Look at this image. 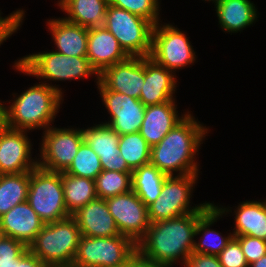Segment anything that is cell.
<instances>
[{
	"label": "cell",
	"instance_id": "obj_1",
	"mask_svg": "<svg viewBox=\"0 0 266 267\" xmlns=\"http://www.w3.org/2000/svg\"><path fill=\"white\" fill-rule=\"evenodd\" d=\"M213 205L207 202L197 212L150 223L145 236L136 244L137 253L156 263L184 266L194 249L198 220Z\"/></svg>",
	"mask_w": 266,
	"mask_h": 267
},
{
	"label": "cell",
	"instance_id": "obj_2",
	"mask_svg": "<svg viewBox=\"0 0 266 267\" xmlns=\"http://www.w3.org/2000/svg\"><path fill=\"white\" fill-rule=\"evenodd\" d=\"M197 120L189 112L157 145L151 147L150 163L167 176L199 174L196 155L210 131Z\"/></svg>",
	"mask_w": 266,
	"mask_h": 267
},
{
	"label": "cell",
	"instance_id": "obj_3",
	"mask_svg": "<svg viewBox=\"0 0 266 267\" xmlns=\"http://www.w3.org/2000/svg\"><path fill=\"white\" fill-rule=\"evenodd\" d=\"M13 93L14 100L8 101L7 126L11 129L31 131L46 130L52 126L63 96L51 86L39 82L20 93Z\"/></svg>",
	"mask_w": 266,
	"mask_h": 267
},
{
	"label": "cell",
	"instance_id": "obj_4",
	"mask_svg": "<svg viewBox=\"0 0 266 267\" xmlns=\"http://www.w3.org/2000/svg\"><path fill=\"white\" fill-rule=\"evenodd\" d=\"M14 68L25 75L42 79V83L51 86L62 96V88L48 81L81 80L95 75L96 85L99 83V74L87 57L67 56L54 50L32 53L17 59L14 61Z\"/></svg>",
	"mask_w": 266,
	"mask_h": 267
},
{
	"label": "cell",
	"instance_id": "obj_5",
	"mask_svg": "<svg viewBox=\"0 0 266 267\" xmlns=\"http://www.w3.org/2000/svg\"><path fill=\"white\" fill-rule=\"evenodd\" d=\"M81 231L70 216L43 225L28 249L47 267H72Z\"/></svg>",
	"mask_w": 266,
	"mask_h": 267
},
{
	"label": "cell",
	"instance_id": "obj_6",
	"mask_svg": "<svg viewBox=\"0 0 266 267\" xmlns=\"http://www.w3.org/2000/svg\"><path fill=\"white\" fill-rule=\"evenodd\" d=\"M136 253V244L123 235L81 236L72 267H127Z\"/></svg>",
	"mask_w": 266,
	"mask_h": 267
},
{
	"label": "cell",
	"instance_id": "obj_7",
	"mask_svg": "<svg viewBox=\"0 0 266 267\" xmlns=\"http://www.w3.org/2000/svg\"><path fill=\"white\" fill-rule=\"evenodd\" d=\"M130 57H149L154 24L122 8L108 5L103 25Z\"/></svg>",
	"mask_w": 266,
	"mask_h": 267
},
{
	"label": "cell",
	"instance_id": "obj_8",
	"mask_svg": "<svg viewBox=\"0 0 266 267\" xmlns=\"http://www.w3.org/2000/svg\"><path fill=\"white\" fill-rule=\"evenodd\" d=\"M27 202L45 224L71 216L64 202L61 172L39 166L31 170Z\"/></svg>",
	"mask_w": 266,
	"mask_h": 267
},
{
	"label": "cell",
	"instance_id": "obj_9",
	"mask_svg": "<svg viewBox=\"0 0 266 267\" xmlns=\"http://www.w3.org/2000/svg\"><path fill=\"white\" fill-rule=\"evenodd\" d=\"M198 176V174L167 176L161 195L147 207L150 223L199 211L207 201L192 206L191 199Z\"/></svg>",
	"mask_w": 266,
	"mask_h": 267
},
{
	"label": "cell",
	"instance_id": "obj_10",
	"mask_svg": "<svg viewBox=\"0 0 266 267\" xmlns=\"http://www.w3.org/2000/svg\"><path fill=\"white\" fill-rule=\"evenodd\" d=\"M187 34L176 25L157 23L152 32V49L150 58L157 64L176 73L192 65L197 57ZM176 71V72H175Z\"/></svg>",
	"mask_w": 266,
	"mask_h": 267
},
{
	"label": "cell",
	"instance_id": "obj_11",
	"mask_svg": "<svg viewBox=\"0 0 266 267\" xmlns=\"http://www.w3.org/2000/svg\"><path fill=\"white\" fill-rule=\"evenodd\" d=\"M83 142L82 128L49 126L43 131L42 142L39 143L38 166L48 171L65 172Z\"/></svg>",
	"mask_w": 266,
	"mask_h": 267
},
{
	"label": "cell",
	"instance_id": "obj_12",
	"mask_svg": "<svg viewBox=\"0 0 266 267\" xmlns=\"http://www.w3.org/2000/svg\"><path fill=\"white\" fill-rule=\"evenodd\" d=\"M105 200L120 234L137 244L150 226L147 206L133 190Z\"/></svg>",
	"mask_w": 266,
	"mask_h": 267
},
{
	"label": "cell",
	"instance_id": "obj_13",
	"mask_svg": "<svg viewBox=\"0 0 266 267\" xmlns=\"http://www.w3.org/2000/svg\"><path fill=\"white\" fill-rule=\"evenodd\" d=\"M97 88L110 115L103 123L119 135L139 132L146 106L139 99L108 90L100 81Z\"/></svg>",
	"mask_w": 266,
	"mask_h": 267
},
{
	"label": "cell",
	"instance_id": "obj_14",
	"mask_svg": "<svg viewBox=\"0 0 266 267\" xmlns=\"http://www.w3.org/2000/svg\"><path fill=\"white\" fill-rule=\"evenodd\" d=\"M29 132L7 127L0 133V174H20L38 166Z\"/></svg>",
	"mask_w": 266,
	"mask_h": 267
},
{
	"label": "cell",
	"instance_id": "obj_15",
	"mask_svg": "<svg viewBox=\"0 0 266 267\" xmlns=\"http://www.w3.org/2000/svg\"><path fill=\"white\" fill-rule=\"evenodd\" d=\"M82 131L84 141L99 156L103 170L132 172L119 154L120 135L108 124L101 122L86 129L82 128Z\"/></svg>",
	"mask_w": 266,
	"mask_h": 267
},
{
	"label": "cell",
	"instance_id": "obj_16",
	"mask_svg": "<svg viewBox=\"0 0 266 267\" xmlns=\"http://www.w3.org/2000/svg\"><path fill=\"white\" fill-rule=\"evenodd\" d=\"M99 81L110 91L139 99L144 85V57H129L106 68Z\"/></svg>",
	"mask_w": 266,
	"mask_h": 267
},
{
	"label": "cell",
	"instance_id": "obj_17",
	"mask_svg": "<svg viewBox=\"0 0 266 267\" xmlns=\"http://www.w3.org/2000/svg\"><path fill=\"white\" fill-rule=\"evenodd\" d=\"M176 75L150 57H144V85L139 100L148 106L176 99Z\"/></svg>",
	"mask_w": 266,
	"mask_h": 267
},
{
	"label": "cell",
	"instance_id": "obj_18",
	"mask_svg": "<svg viewBox=\"0 0 266 267\" xmlns=\"http://www.w3.org/2000/svg\"><path fill=\"white\" fill-rule=\"evenodd\" d=\"M176 102L174 99L146 106L139 133L150 147L157 145L189 113V110L183 115L178 113Z\"/></svg>",
	"mask_w": 266,
	"mask_h": 267
},
{
	"label": "cell",
	"instance_id": "obj_19",
	"mask_svg": "<svg viewBox=\"0 0 266 267\" xmlns=\"http://www.w3.org/2000/svg\"><path fill=\"white\" fill-rule=\"evenodd\" d=\"M87 59L100 75L106 68L125 61L130 56L115 36L104 26L88 29Z\"/></svg>",
	"mask_w": 266,
	"mask_h": 267
},
{
	"label": "cell",
	"instance_id": "obj_20",
	"mask_svg": "<svg viewBox=\"0 0 266 267\" xmlns=\"http://www.w3.org/2000/svg\"><path fill=\"white\" fill-rule=\"evenodd\" d=\"M45 223L27 201L17 204L0 217V231L27 247L34 241Z\"/></svg>",
	"mask_w": 266,
	"mask_h": 267
},
{
	"label": "cell",
	"instance_id": "obj_21",
	"mask_svg": "<svg viewBox=\"0 0 266 267\" xmlns=\"http://www.w3.org/2000/svg\"><path fill=\"white\" fill-rule=\"evenodd\" d=\"M71 216L76 220L82 236L114 237L121 235L105 199L97 198L79 208Z\"/></svg>",
	"mask_w": 266,
	"mask_h": 267
},
{
	"label": "cell",
	"instance_id": "obj_22",
	"mask_svg": "<svg viewBox=\"0 0 266 267\" xmlns=\"http://www.w3.org/2000/svg\"><path fill=\"white\" fill-rule=\"evenodd\" d=\"M232 208L213 205L199 220L196 227L195 236L200 235L198 241H194L193 252L201 254H209L218 256L222 250L227 246L230 240L234 237L233 233H228L222 235L217 230L211 229L210 227L214 225L220 217L226 216L232 213ZM228 213V214H227Z\"/></svg>",
	"mask_w": 266,
	"mask_h": 267
},
{
	"label": "cell",
	"instance_id": "obj_23",
	"mask_svg": "<svg viewBox=\"0 0 266 267\" xmlns=\"http://www.w3.org/2000/svg\"><path fill=\"white\" fill-rule=\"evenodd\" d=\"M49 33L59 53L67 56L86 57L88 44V29L68 22L62 18L47 20Z\"/></svg>",
	"mask_w": 266,
	"mask_h": 267
},
{
	"label": "cell",
	"instance_id": "obj_24",
	"mask_svg": "<svg viewBox=\"0 0 266 267\" xmlns=\"http://www.w3.org/2000/svg\"><path fill=\"white\" fill-rule=\"evenodd\" d=\"M220 28L226 33H238L252 26L258 10L251 0H220L214 5Z\"/></svg>",
	"mask_w": 266,
	"mask_h": 267
},
{
	"label": "cell",
	"instance_id": "obj_25",
	"mask_svg": "<svg viewBox=\"0 0 266 267\" xmlns=\"http://www.w3.org/2000/svg\"><path fill=\"white\" fill-rule=\"evenodd\" d=\"M234 209V236H252L266 241V201H243Z\"/></svg>",
	"mask_w": 266,
	"mask_h": 267
},
{
	"label": "cell",
	"instance_id": "obj_26",
	"mask_svg": "<svg viewBox=\"0 0 266 267\" xmlns=\"http://www.w3.org/2000/svg\"><path fill=\"white\" fill-rule=\"evenodd\" d=\"M108 0H58L57 6L68 16V22L89 28L102 27Z\"/></svg>",
	"mask_w": 266,
	"mask_h": 267
},
{
	"label": "cell",
	"instance_id": "obj_27",
	"mask_svg": "<svg viewBox=\"0 0 266 267\" xmlns=\"http://www.w3.org/2000/svg\"><path fill=\"white\" fill-rule=\"evenodd\" d=\"M64 202L70 215L97 199L95 180L61 172Z\"/></svg>",
	"mask_w": 266,
	"mask_h": 267
},
{
	"label": "cell",
	"instance_id": "obj_28",
	"mask_svg": "<svg viewBox=\"0 0 266 267\" xmlns=\"http://www.w3.org/2000/svg\"><path fill=\"white\" fill-rule=\"evenodd\" d=\"M167 175L151 163L132 171V190L148 207L160 195Z\"/></svg>",
	"mask_w": 266,
	"mask_h": 267
},
{
	"label": "cell",
	"instance_id": "obj_29",
	"mask_svg": "<svg viewBox=\"0 0 266 267\" xmlns=\"http://www.w3.org/2000/svg\"><path fill=\"white\" fill-rule=\"evenodd\" d=\"M30 171L0 174V217L17 204L27 201Z\"/></svg>",
	"mask_w": 266,
	"mask_h": 267
},
{
	"label": "cell",
	"instance_id": "obj_30",
	"mask_svg": "<svg viewBox=\"0 0 266 267\" xmlns=\"http://www.w3.org/2000/svg\"><path fill=\"white\" fill-rule=\"evenodd\" d=\"M118 145L119 154L132 171L150 163L151 147L139 132L120 135Z\"/></svg>",
	"mask_w": 266,
	"mask_h": 267
},
{
	"label": "cell",
	"instance_id": "obj_31",
	"mask_svg": "<svg viewBox=\"0 0 266 267\" xmlns=\"http://www.w3.org/2000/svg\"><path fill=\"white\" fill-rule=\"evenodd\" d=\"M95 186L100 199L127 193L132 190V172L103 170L96 177Z\"/></svg>",
	"mask_w": 266,
	"mask_h": 267
},
{
	"label": "cell",
	"instance_id": "obj_32",
	"mask_svg": "<svg viewBox=\"0 0 266 267\" xmlns=\"http://www.w3.org/2000/svg\"><path fill=\"white\" fill-rule=\"evenodd\" d=\"M102 171L99 156L84 141L65 173L95 180Z\"/></svg>",
	"mask_w": 266,
	"mask_h": 267
},
{
	"label": "cell",
	"instance_id": "obj_33",
	"mask_svg": "<svg viewBox=\"0 0 266 267\" xmlns=\"http://www.w3.org/2000/svg\"><path fill=\"white\" fill-rule=\"evenodd\" d=\"M109 4L140 16L156 25L160 21V0H108Z\"/></svg>",
	"mask_w": 266,
	"mask_h": 267
},
{
	"label": "cell",
	"instance_id": "obj_34",
	"mask_svg": "<svg viewBox=\"0 0 266 267\" xmlns=\"http://www.w3.org/2000/svg\"><path fill=\"white\" fill-rule=\"evenodd\" d=\"M222 267H249L239 241L233 237L218 255Z\"/></svg>",
	"mask_w": 266,
	"mask_h": 267
},
{
	"label": "cell",
	"instance_id": "obj_35",
	"mask_svg": "<svg viewBox=\"0 0 266 267\" xmlns=\"http://www.w3.org/2000/svg\"><path fill=\"white\" fill-rule=\"evenodd\" d=\"M240 243L248 265L266 255V241L252 236H234Z\"/></svg>",
	"mask_w": 266,
	"mask_h": 267
},
{
	"label": "cell",
	"instance_id": "obj_36",
	"mask_svg": "<svg viewBox=\"0 0 266 267\" xmlns=\"http://www.w3.org/2000/svg\"><path fill=\"white\" fill-rule=\"evenodd\" d=\"M28 247L11 237H0V264L14 263V260L19 259Z\"/></svg>",
	"mask_w": 266,
	"mask_h": 267
},
{
	"label": "cell",
	"instance_id": "obj_37",
	"mask_svg": "<svg viewBox=\"0 0 266 267\" xmlns=\"http://www.w3.org/2000/svg\"><path fill=\"white\" fill-rule=\"evenodd\" d=\"M25 12L23 9H18L6 17L1 16L2 12H0V45L21 28Z\"/></svg>",
	"mask_w": 266,
	"mask_h": 267
},
{
	"label": "cell",
	"instance_id": "obj_38",
	"mask_svg": "<svg viewBox=\"0 0 266 267\" xmlns=\"http://www.w3.org/2000/svg\"><path fill=\"white\" fill-rule=\"evenodd\" d=\"M181 267H222L218 256L192 252Z\"/></svg>",
	"mask_w": 266,
	"mask_h": 267
},
{
	"label": "cell",
	"instance_id": "obj_39",
	"mask_svg": "<svg viewBox=\"0 0 266 267\" xmlns=\"http://www.w3.org/2000/svg\"><path fill=\"white\" fill-rule=\"evenodd\" d=\"M0 267H47L36 255L27 249L14 263L0 264Z\"/></svg>",
	"mask_w": 266,
	"mask_h": 267
},
{
	"label": "cell",
	"instance_id": "obj_40",
	"mask_svg": "<svg viewBox=\"0 0 266 267\" xmlns=\"http://www.w3.org/2000/svg\"><path fill=\"white\" fill-rule=\"evenodd\" d=\"M127 267H172V266L146 260L143 257H141L138 253H136L130 259Z\"/></svg>",
	"mask_w": 266,
	"mask_h": 267
},
{
	"label": "cell",
	"instance_id": "obj_41",
	"mask_svg": "<svg viewBox=\"0 0 266 267\" xmlns=\"http://www.w3.org/2000/svg\"><path fill=\"white\" fill-rule=\"evenodd\" d=\"M0 100V133L4 131L7 126V105H4V101Z\"/></svg>",
	"mask_w": 266,
	"mask_h": 267
},
{
	"label": "cell",
	"instance_id": "obj_42",
	"mask_svg": "<svg viewBox=\"0 0 266 267\" xmlns=\"http://www.w3.org/2000/svg\"><path fill=\"white\" fill-rule=\"evenodd\" d=\"M249 267H266V255L250 264Z\"/></svg>",
	"mask_w": 266,
	"mask_h": 267
},
{
	"label": "cell",
	"instance_id": "obj_43",
	"mask_svg": "<svg viewBox=\"0 0 266 267\" xmlns=\"http://www.w3.org/2000/svg\"><path fill=\"white\" fill-rule=\"evenodd\" d=\"M204 1H208V2H210V1H212V3H214V5L217 3V2H219L220 0H204Z\"/></svg>",
	"mask_w": 266,
	"mask_h": 267
}]
</instances>
